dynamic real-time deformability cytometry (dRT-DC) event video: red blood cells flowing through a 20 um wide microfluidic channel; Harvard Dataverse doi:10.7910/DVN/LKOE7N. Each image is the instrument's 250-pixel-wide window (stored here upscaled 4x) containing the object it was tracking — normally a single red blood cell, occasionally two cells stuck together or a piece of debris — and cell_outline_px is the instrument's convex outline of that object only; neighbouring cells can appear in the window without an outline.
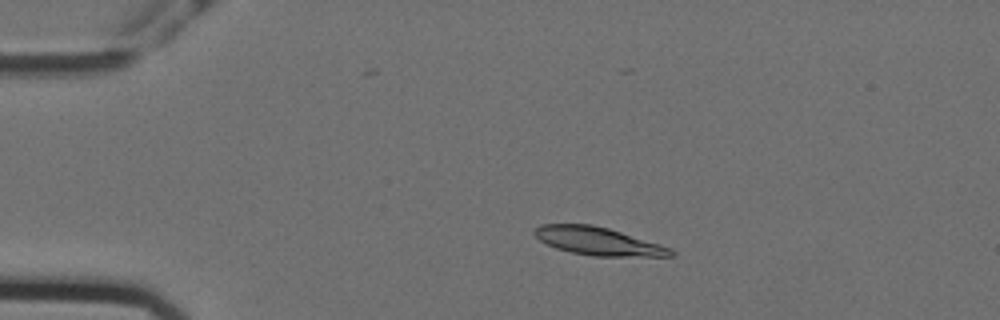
{"species": "Egyptian fruit bat (a non-hibernating species)", "species_latin": "Rousettus aegyptiacus", "temperature_condition": "cold", "stored_images_in_passage": 56, "camera_frame_rate_fps": 3000, "um_per_image_px": 0.085, "animal": {"sex": "female"}, "frame": {"image": 1, "passage_image": 10, "time_ms": 3.0, "image_size_px": [1000, 320], "cell_outline_px": [[676, 256], [592, 256], [572, 252], [556, 248], [540, 240], [532, 232], [532, 228], [540, 224], [592, 224], [608, 228], [672, 248], [676, 252]], "centroid_in_image_um": [50.83, 20.49], "position_along_channel_um": 34.2, "area_um2": 22.2}}
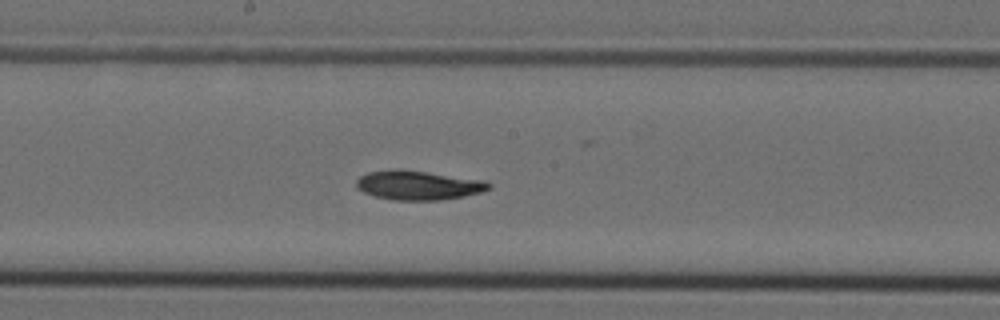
{"frame": {"image": 2, "passage_image": 29, "time_ms": 9.333, "image_size_px": [1000, 320], "cell_outline_px": [[492, 188], [484, 192], [464, 196], [440, 200], [392, 200], [376, 196], [364, 192], [356, 188], [356, 180], [360, 176], [368, 172], [396, 168], [428, 172], [484, 180], [492, 184]], "centroid_in_image_um": [35.57, 15.74], "position_along_channel_um": 212.6, "area_um2": 22.77}}
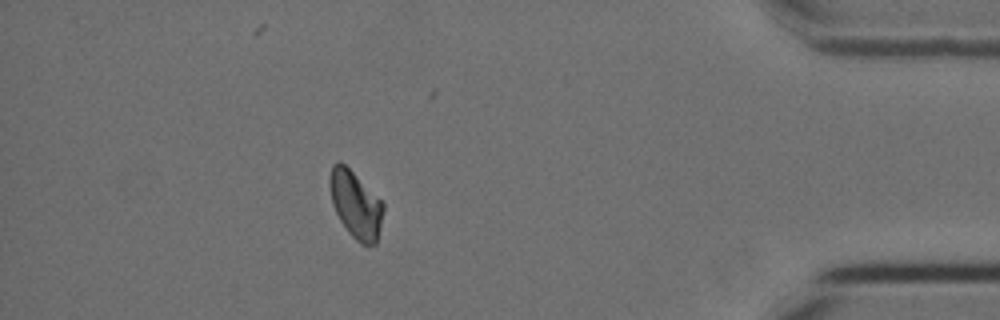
{"frame": {"image": 3, "passage_image": 49, "time_ms": 16.0, "image_size_px": [1000, 320], "cell_outline_px": [[384, 208], [376, 244], [360, 244], [348, 232], [340, 220], [332, 204], [328, 184], [328, 180], [332, 164], [340, 160], [384, 204]], "centroid_in_image_um": [30.19, 17.38], "position_along_channel_um": 405.0, "area_um2": 20.63}, "authors_computed_cell_mechanics": {"area_um2": 21.7906, "velocity_mm_per_s": 3.5409, "shape_relaxation_time_tau1_ms": 7.3706, "shape_relaxation_time_tau2_ms": null, "deformation_change_tau1": 0.1699, "deformation_change_tau2": null}}